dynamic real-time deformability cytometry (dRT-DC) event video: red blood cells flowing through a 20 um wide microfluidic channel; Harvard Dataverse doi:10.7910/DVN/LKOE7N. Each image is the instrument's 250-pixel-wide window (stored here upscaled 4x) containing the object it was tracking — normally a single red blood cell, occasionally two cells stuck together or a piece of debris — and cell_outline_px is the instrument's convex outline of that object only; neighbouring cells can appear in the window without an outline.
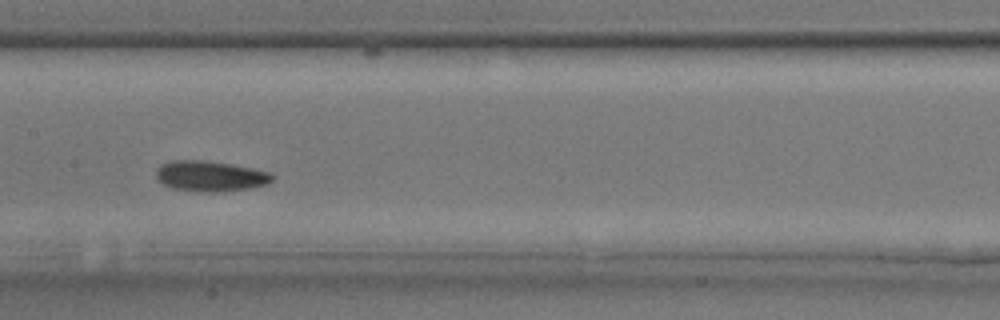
{"species": "common noctule bat (a hibernating species)", "species_latin": "Nyctalus noctula", "temperature_condition": "room temperature", "stored_images_in_passage": 28, "camera_frame_rate_fps": 3000, "um_per_image_px": 0.085, "animal": {"sex": "male", "body_mass_g": 17.9, "forearm_length_mm": 54.2}, "frame": {"image": 1, "passage_image": 13, "time_ms": 4.0, "image_size_px": [1000, 320], "cell_outline_px": [[276, 176], [268, 184], [248, 188], [216, 192], [200, 192], [172, 188], [164, 184], [156, 176], [156, 168], [160, 164], [168, 160], [204, 160], [232, 164], [272, 172]], "centroid_in_image_um": [17.88, 14.95], "position_along_channel_um": 189.5, "area_um2": 20.87}}
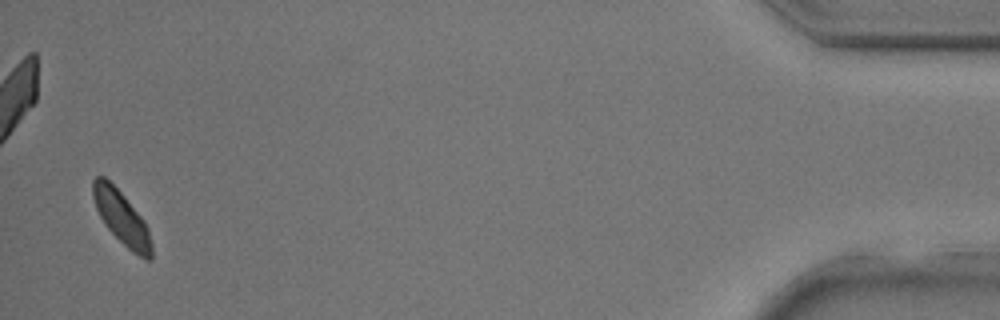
{"frame": {"image": 2, "passage_image": 28, "time_ms": 9.0, "image_size_px": [1000, 320], "cell_outline_px": [[152, 260], [148, 260], [132, 252], [104, 224], [96, 208], [92, 196], [92, 180], [96, 176], [104, 176], [124, 196], [144, 220], [148, 228], [152, 244]], "centroid_in_image_um": [10.34, 18.5], "position_along_channel_um": 424.9, "area_um2": 18.03}}